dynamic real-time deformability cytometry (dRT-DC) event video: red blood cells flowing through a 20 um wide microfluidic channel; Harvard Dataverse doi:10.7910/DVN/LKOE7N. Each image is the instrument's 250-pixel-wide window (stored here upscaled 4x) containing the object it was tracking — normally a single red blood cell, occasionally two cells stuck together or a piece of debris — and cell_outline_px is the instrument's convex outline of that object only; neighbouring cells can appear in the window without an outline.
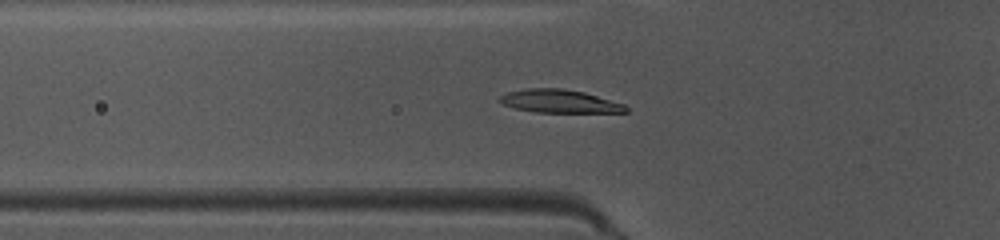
{"species": "common noctule bat (a hibernating species)", "species_latin": "Nyctalus noctula", "temperature_condition": "warm", "stored_images_in_passage": 34, "camera_frame_rate_fps": 3000, "um_per_image_px": 0.085, "animal": {"sex": "female", "body_mass_g": 10.0, "forearm_length_mm": 53.1}, "frame": {"image": 1, "passage_image": 2, "time_ms": 0.333, "image_size_px": [1000, 240], "cell_outline_px": [[628, 112], [536, 112], [516, 108], [504, 104], [500, 100], [500, 96], [508, 92], [528, 88], [564, 88], [584, 92], [624, 104], [628, 108]], "centroid_in_image_um": [47.59, 8.6], "position_along_channel_um": 78.2, "area_um2": 16.76}}
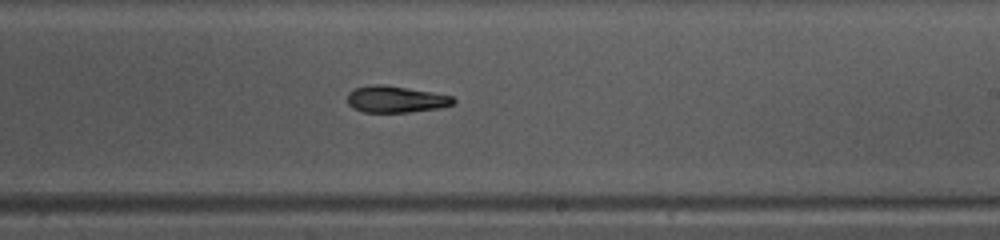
{"frame": {"image": 2, "passage_image": 15, "time_ms": 4.667, "image_size_px": [1000, 240], "cell_outline_px": [[456, 100], [452, 104], [440, 108], [408, 112], [364, 112], [352, 108], [348, 104], [348, 92], [356, 88], [372, 84], [384, 84], [432, 92], [452, 96]], "centroid_in_image_um": [33.62, 8.43], "position_along_channel_um": 255.4, "area_um2": 16.42}}
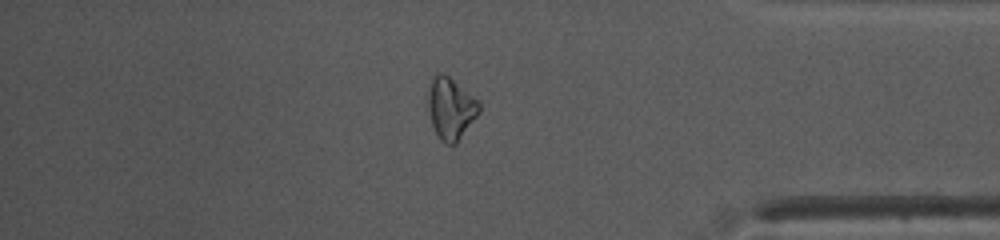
{"frame": {"image": 3, "passage_image": 27, "time_ms": 8.667, "image_size_px": [1000, 240], "cell_outline_px": [[480, 112], [456, 144], [444, 144], [440, 140], [432, 124], [428, 108], [428, 84], [432, 76], [436, 72], [444, 72], [476, 100], [480, 104]], "centroid_in_image_um": [38.28, 9.2], "position_along_channel_um": 396.9, "area_um2": 18.32}, "authors_computed_cell_mechanics": {"area_um2": 17.4267, "velocity_mm_per_s": 4.0584, "shape_relaxation_time_tau1_ms": 6.432, "shape_relaxation_time_tau2_ms": null, "deformation_change_tau1": 0.182, "deformation_change_tau2": null}}